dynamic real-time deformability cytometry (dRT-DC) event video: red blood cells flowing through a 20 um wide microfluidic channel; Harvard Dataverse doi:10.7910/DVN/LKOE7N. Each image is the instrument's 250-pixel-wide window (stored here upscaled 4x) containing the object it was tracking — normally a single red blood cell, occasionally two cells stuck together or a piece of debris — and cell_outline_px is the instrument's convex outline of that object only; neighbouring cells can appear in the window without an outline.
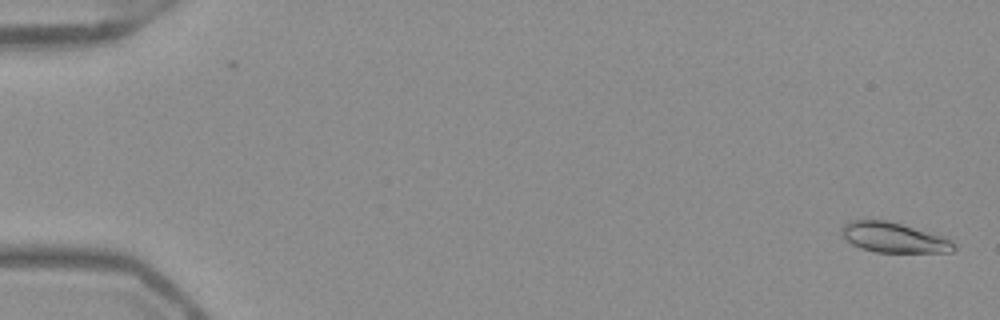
{"species": "Egyptian fruit bat (a non-hibernating species)", "species_latin": "Rousettus aegyptiacus", "temperature_condition": "warm", "stored_images_in_passage": 53, "camera_frame_rate_fps": 3000, "um_per_image_px": 0.085, "frame": {"image": 1, "passage_image": 2, "time_ms": 0.333, "image_size_px": [1000, 320], "cell_outline_px": [[956, 248], [952, 252], [876, 252], [860, 248], [852, 244], [840, 236], [840, 232], [844, 224], [852, 220], [888, 220], [944, 236], [952, 240], [956, 244]], "centroid_in_image_um": [75.97, 20.19], "position_along_channel_um": 9.0, "area_um2": 19.88}}
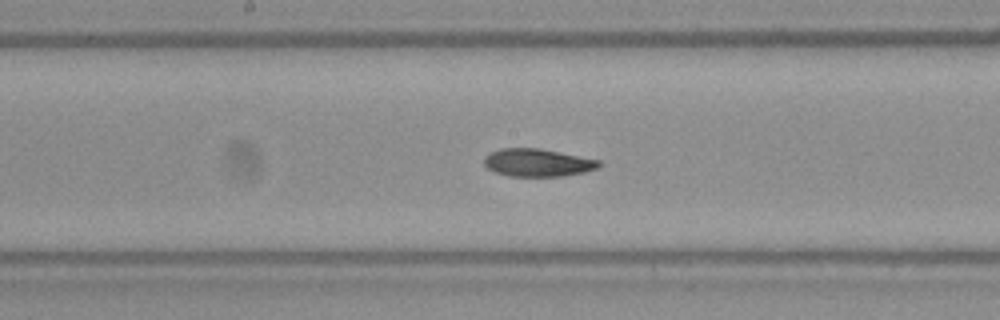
{"frame": {"image": 2, "passage_image": 29, "time_ms": 9.333, "image_size_px": [1000, 320], "cell_outline_px": [[600, 168], [584, 172], [564, 176], [508, 176], [496, 172], [488, 168], [484, 164], [484, 156], [488, 152], [500, 148], [540, 148], [600, 160]], "centroid_in_image_um": [45.68, 13.82], "position_along_channel_um": 202.5, "area_um2": 18.73}}
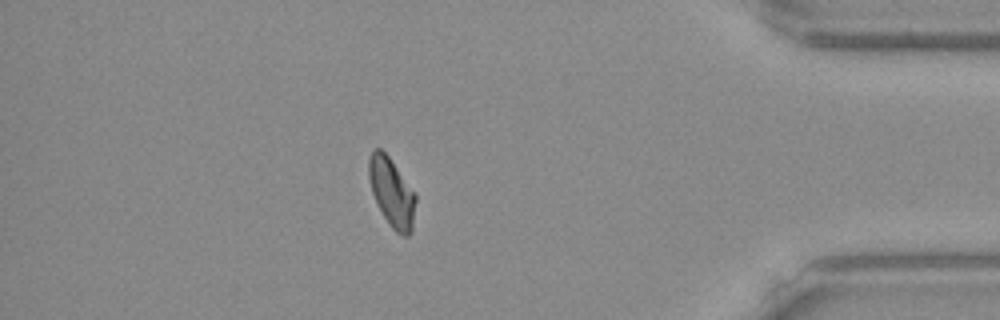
{"frame": {"image": 3, "passage_image": 47, "time_ms": 15.333, "image_size_px": [1000, 320], "cell_outline_px": [[416, 200], [412, 232], [408, 236], [400, 236], [392, 228], [384, 216], [372, 192], [368, 176], [368, 160], [372, 148], [380, 148], [388, 156], [416, 192]], "centroid_in_image_um": [33.32, 16.35], "position_along_channel_um": 401.9, "area_um2": 18.9}, "authors_computed_cell_mechanics": {"area_um2": 19.1318, "velocity_mm_per_s": 3.934, "shape_relaxation_time_tau1_ms": null, "shape_relaxation_time_tau2_ms": 3.1607, "deformation_change_tau1": null, "deformation_change_tau2": 0.0735}}